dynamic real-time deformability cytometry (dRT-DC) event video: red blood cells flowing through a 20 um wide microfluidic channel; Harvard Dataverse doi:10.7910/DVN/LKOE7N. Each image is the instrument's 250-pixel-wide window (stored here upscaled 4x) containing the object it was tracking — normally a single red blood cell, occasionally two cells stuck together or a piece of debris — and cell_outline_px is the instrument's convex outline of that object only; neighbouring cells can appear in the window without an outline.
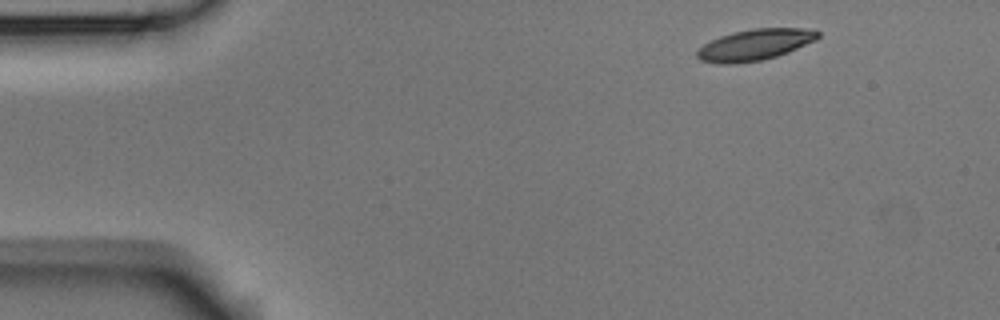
{"species": "Egyptian fruit bat (a non-hibernating species)", "species_latin": "Rousettus aegyptiacus", "temperature_condition": "room temperature", "stored_images_in_passage": 4, "camera_frame_rate_fps": 3000, "um_per_image_px": 0.085, "animal": {"sex": "male"}, "frame": {"image": 1, "passage_image": 1, "time_ms": 0.0, "image_size_px": [1000, 320], "cell_outline_px": [[820, 36], [816, 40], [788, 52], [776, 56], [760, 60], [736, 64], [716, 64], [700, 60], [696, 56], [696, 52], [704, 44], [720, 36], [732, 32], [752, 28], [804, 28], [820, 32]], "centroid_in_image_um": [64.15, 3.8], "position_along_channel_um": 20.9, "area_um2": 21.96}}
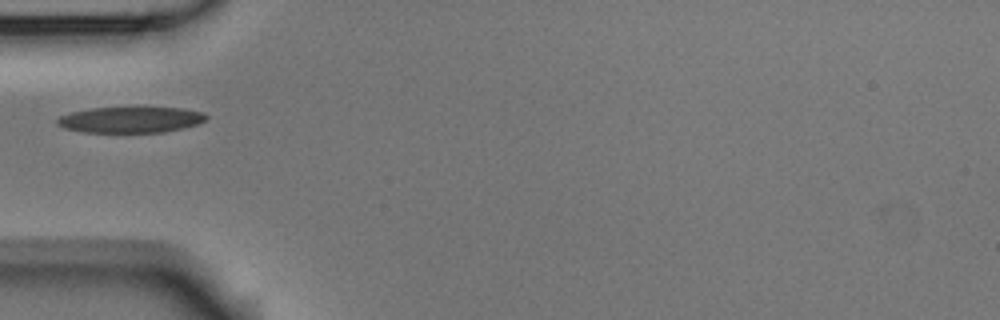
{"frame": {"image": 2, "passage_image": 3, "time_ms": 0.667, "image_size_px": [1000, 320], "cell_outline_px": [[208, 116], [204, 120], [196, 124], [184, 128], [164, 132], [84, 132], [64, 128], [56, 124], [56, 120], [60, 116], [72, 112], [92, 108], [184, 108], [204, 112]], "centroid_in_image_um": [11.1, 10.18], "position_along_channel_um": 73.9, "area_um2": 22.37}}
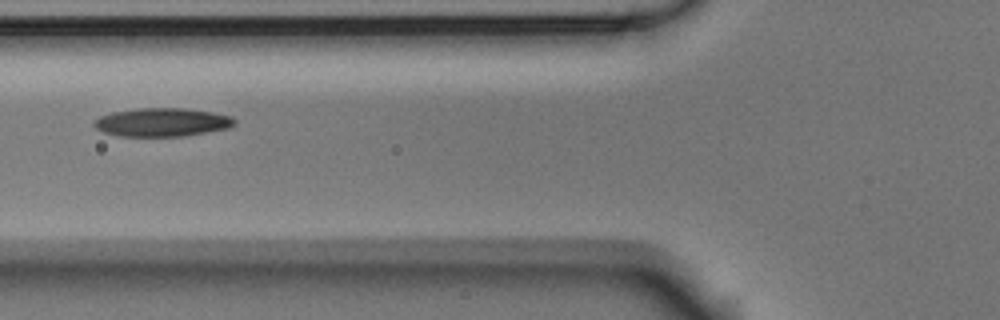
{"frame": {"image": 3, "passage_image": 4, "time_ms": 1.0, "image_size_px": [1000, 320], "cell_outline_px": [[236, 124], [228, 128], [184, 136], [120, 136], [104, 132], [96, 128], [92, 124], [100, 116], [112, 112], [136, 108], [184, 108], [212, 112], [232, 116], [236, 120]], "centroid_in_image_um": [13.79, 10.38], "position_along_channel_um": 112.0, "area_um2": 23.29}}